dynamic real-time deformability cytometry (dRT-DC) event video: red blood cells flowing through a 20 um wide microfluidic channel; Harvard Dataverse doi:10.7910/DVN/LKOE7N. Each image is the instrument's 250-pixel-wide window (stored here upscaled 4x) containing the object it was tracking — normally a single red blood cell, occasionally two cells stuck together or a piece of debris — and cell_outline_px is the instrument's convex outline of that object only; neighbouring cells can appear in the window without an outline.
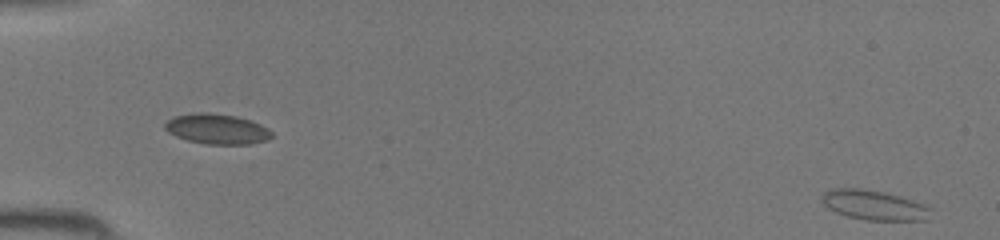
{"species": "common noctule bat (a hibernating species)", "species_latin": "Nyctalus noctula", "temperature_condition": "room temperature", "stored_images_in_passage": 8, "camera_frame_rate_fps": 3000, "um_per_image_px": 0.085, "animal": {"sex": "female", "body_mass_g": 19.5, "forearm_length_mm": 54.1}, "frame": {"image": 1, "passage_image": 1, "time_ms": 0.0, "image_size_px": [1000, 240], "cell_outline_px": [[932, 208], [928, 220], [864, 220], [848, 216], [836, 212], [828, 208], [820, 200], [820, 196], [828, 188], [860, 188], [884, 192], [900, 196], [924, 204]], "centroid_in_image_um": [74.27, 17.42], "position_along_channel_um": 10.7, "area_um2": 19.07}}